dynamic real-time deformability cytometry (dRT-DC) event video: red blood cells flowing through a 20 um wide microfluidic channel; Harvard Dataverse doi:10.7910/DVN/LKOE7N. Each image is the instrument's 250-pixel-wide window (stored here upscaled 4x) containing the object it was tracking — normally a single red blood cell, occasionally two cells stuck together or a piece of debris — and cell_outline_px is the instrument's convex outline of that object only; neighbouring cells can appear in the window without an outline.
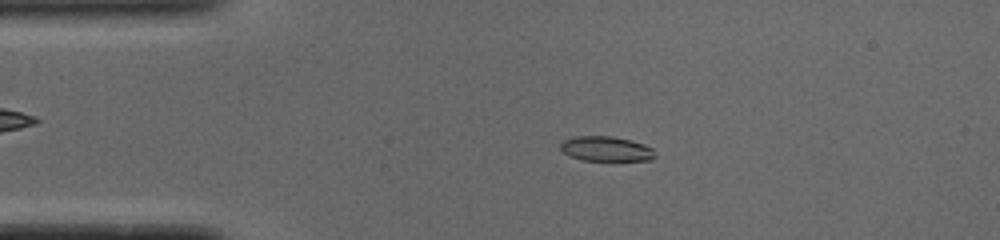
{"species": "common noctule bat (a hibernating species)", "species_latin": "Nyctalus noctula", "temperature_condition": "cold", "stored_images_in_passage": 51, "camera_frame_rate_fps": 3000, "um_per_image_px": 0.085, "animal": {"sex": "male", "body_mass_g": 19.0, "forearm_length_mm": 50.8}, "frame": {"image": 1, "passage_image": 10, "time_ms": 3.0, "image_size_px": [1000, 240], "cell_outline_px": [[656, 156], [652, 160], [584, 160], [568, 156], [560, 148], [560, 144], [564, 140], [576, 136], [612, 136], [632, 140], [644, 144], [652, 148]], "centroid_in_image_um": [51.53, 12.64], "position_along_channel_um": 33.5, "area_um2": 13.7}}
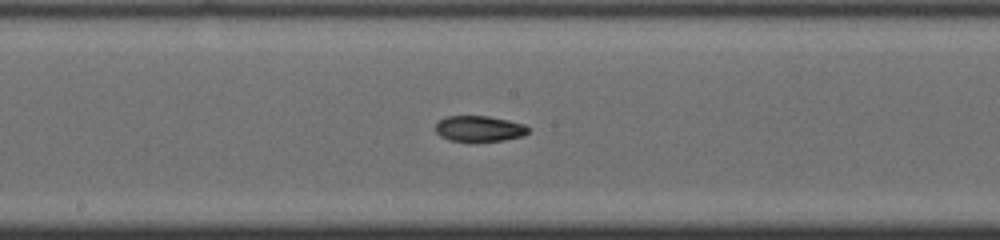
{"frame": {"image": 2, "passage_image": 26, "time_ms": 8.333, "image_size_px": [1000, 240], "cell_outline_px": [[528, 132], [524, 136], [504, 140], [448, 140], [440, 136], [436, 132], [436, 124], [440, 120], [448, 116], [488, 116], [508, 120], [524, 124], [528, 128]], "centroid_in_image_um": [40.75, 10.92], "position_along_channel_um": 207.5, "area_um2": 13.64}}
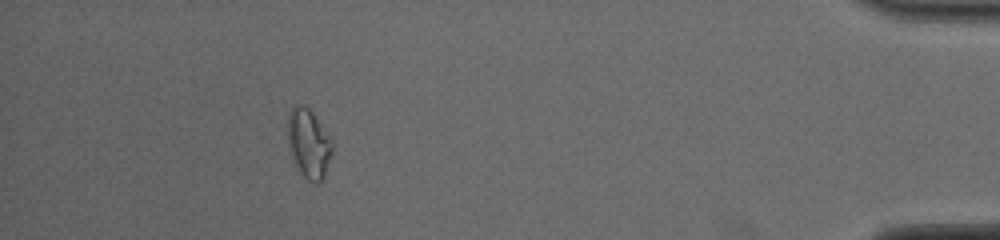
{"frame": {"image": 3, "passage_image": 46, "time_ms": 15.0, "image_size_px": [1000, 240], "cell_outline_px": [[332, 152], [324, 176], [320, 180], [308, 180], [296, 168], [288, 152], [288, 112], [292, 104], [304, 104], [312, 112], [332, 136]], "centroid_in_image_um": [26.21, 12.12], "position_along_channel_um": 409.0, "area_um2": 18.26}, "authors_computed_cell_mechanics": {"area_um2": 14.3922, "velocity_mm_per_s": 3.9099, "shape_relaxation_time_tau1_ms": null, "shape_relaxation_time_tau2_ms": 4.4032, "deformation_change_tau1": null, "deformation_change_tau2": 0.0801}}